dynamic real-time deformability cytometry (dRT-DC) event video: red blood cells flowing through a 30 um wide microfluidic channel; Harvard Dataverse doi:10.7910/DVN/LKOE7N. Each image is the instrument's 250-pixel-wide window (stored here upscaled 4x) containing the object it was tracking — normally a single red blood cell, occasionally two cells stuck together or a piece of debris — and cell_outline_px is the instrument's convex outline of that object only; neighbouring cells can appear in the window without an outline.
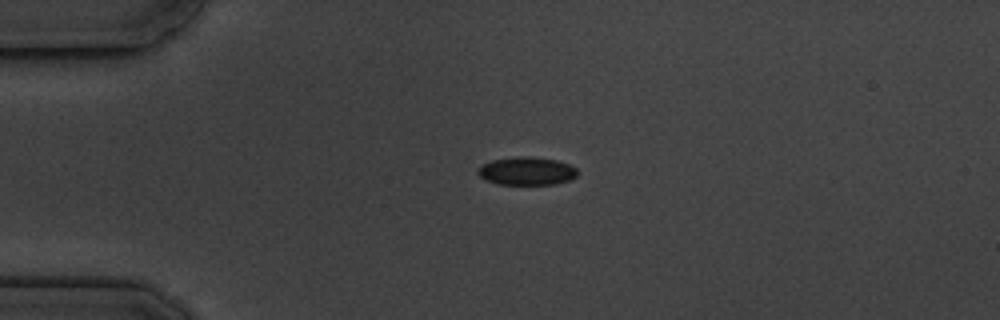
{"species": "common noctule bat (a hibernating species)", "species_latin": "Nyctalus noctula", "temperature_condition": "cold", "stored_images_in_passage": 4, "camera_frame_rate_fps": 3000, "um_per_image_px": 0.085, "animal": {"sex": "male", "body_mass_g": 19.5, "forearm_length_mm": 54.6}, "frame": {"image": 1, "passage_image": 3, "time_ms": 2.333, "image_size_px": [1000, 320], "cell_outline_px": [[580, 172], [572, 180], [556, 184], [496, 184], [484, 180], [476, 172], [484, 164], [492, 160], [520, 156], [532, 156], [556, 160], [568, 164], [576, 168]], "centroid_in_image_um": [44.81, 14.54], "position_along_channel_um": 40.2, "area_um2": 16.42}}